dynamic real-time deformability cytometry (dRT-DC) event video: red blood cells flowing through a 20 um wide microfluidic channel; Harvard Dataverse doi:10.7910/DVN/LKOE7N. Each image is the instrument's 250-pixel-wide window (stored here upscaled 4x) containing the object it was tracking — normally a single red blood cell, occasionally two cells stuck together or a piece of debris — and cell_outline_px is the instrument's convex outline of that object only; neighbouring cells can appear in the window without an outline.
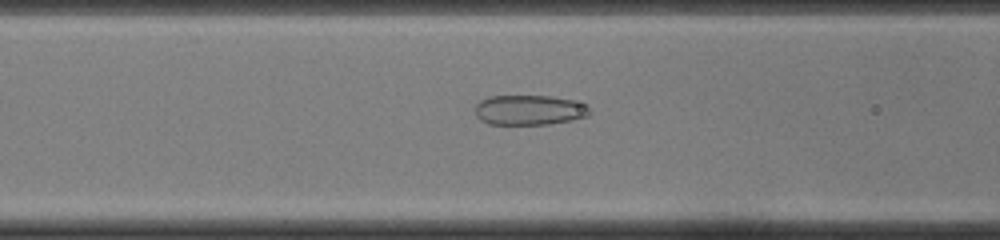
{"species": "common noctule bat (a hibernating species)", "species_latin": "Nyctalus noctula", "temperature_condition": "cold", "stored_images_in_passage": 46, "camera_frame_rate_fps": 3000, "um_per_image_px": 0.085, "animal": {"sex": "female", "body_mass_g": 22.0, "forearm_length_mm": 56.7}, "frame": {"image": 1, "passage_image": 18, "time_ms": 5.667, "image_size_px": [1000, 240], "cell_outline_px": [[592, 112], [588, 116], [572, 120], [548, 124], [488, 124], [480, 120], [476, 116], [476, 104], [480, 100], [488, 96], [552, 96], [572, 100], [592, 108]], "centroid_in_image_um": [44.99, 9.35], "position_along_channel_um": 121.6, "area_um2": 20.11}}
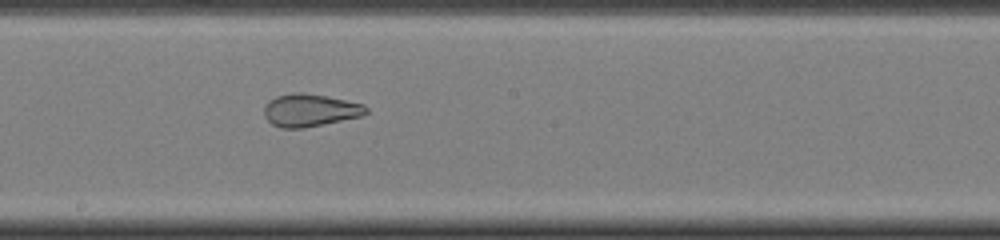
{"frame": {"image": 2, "passage_image": 25, "time_ms": 8.0, "image_size_px": [1000, 240], "cell_outline_px": [[368, 112], [364, 116], [304, 128], [280, 128], [272, 124], [264, 116], [264, 104], [268, 100], [276, 96], [292, 92], [300, 92], [328, 96], [364, 104], [368, 108]], "centroid_in_image_um": [26.35, 9.36], "position_along_channel_um": 221.8, "area_um2": 19.71}}
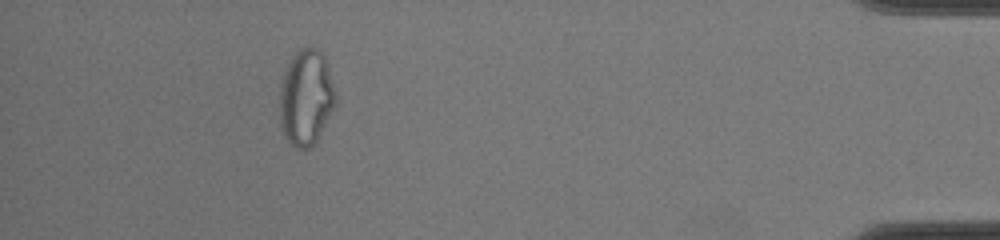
{"frame": {"image": 3, "passage_image": 42, "time_ms": 13.667, "image_size_px": [1000, 240], "cell_outline_px": [[336, 104], [316, 140], [308, 148], [296, 148], [284, 136], [280, 124], [280, 88], [284, 72], [292, 56], [300, 48], [316, 48], [324, 56], [328, 64], [336, 92]], "centroid_in_image_um": [26.02, 8.27], "position_along_channel_um": 409.2, "area_um2": 31.04}}